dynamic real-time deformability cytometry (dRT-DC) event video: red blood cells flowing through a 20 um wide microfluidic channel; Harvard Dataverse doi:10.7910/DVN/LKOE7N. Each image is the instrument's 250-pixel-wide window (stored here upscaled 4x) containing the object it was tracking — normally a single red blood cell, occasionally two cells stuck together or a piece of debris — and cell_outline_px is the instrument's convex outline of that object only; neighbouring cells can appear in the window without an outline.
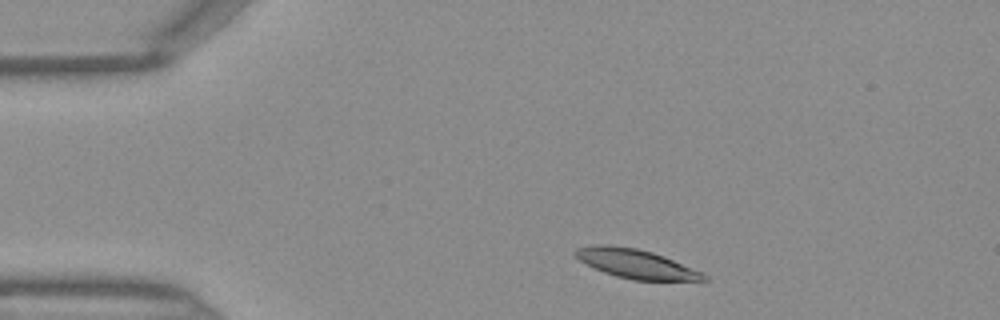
{"species": "Egyptian fruit bat (a non-hibernating species)", "species_latin": "Rousettus aegyptiacus", "temperature_condition": "warm", "stored_images_in_passage": 32, "camera_frame_rate_fps": 3000, "um_per_image_px": 0.085, "frame": {"image": 1, "passage_image": 1, "time_ms": 0.0, "image_size_px": [1000, 320], "cell_outline_px": [[708, 280], [632, 280], [616, 276], [604, 272], [580, 260], [572, 252], [576, 248], [592, 244], [608, 244], [636, 248], [652, 252], [664, 256], [704, 272], [708, 276]], "centroid_in_image_um": [54.07, 22.41], "position_along_channel_um": 30.9, "area_um2": 21.79}}
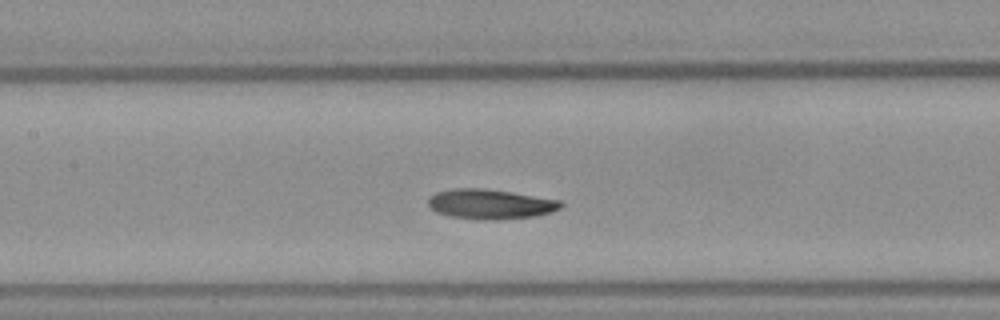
{"frame": {"image": 2, "passage_image": 14, "time_ms": 4.333, "image_size_px": [1000, 320], "cell_outline_px": [[564, 204], [560, 208], [552, 212], [536, 216], [492, 220], [480, 220], [452, 216], [436, 212], [428, 204], [428, 196], [436, 192], [452, 188], [480, 188], [512, 192], [560, 200]], "centroid_in_image_um": [41.67, 17.34], "position_along_channel_um": 165.7, "area_um2": 23.12}}
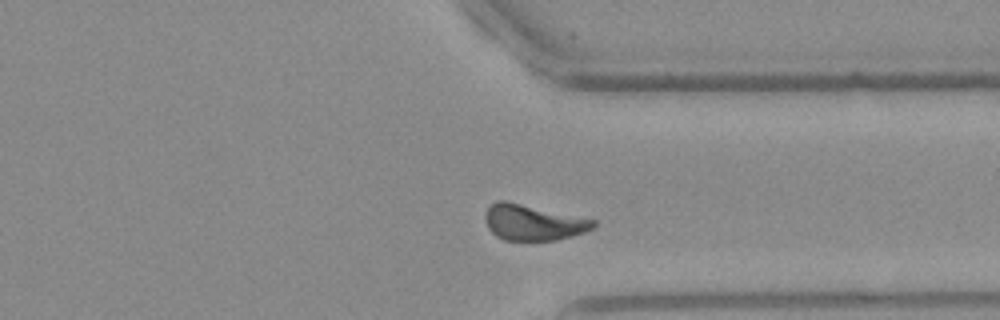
{"frame": {"image": 3, "passage_image": 28, "time_ms": 9.0, "image_size_px": [1000, 320], "cell_outline_px": [[596, 224], [592, 228], [584, 232], [572, 236], [556, 240], [504, 240], [496, 236], [488, 228], [484, 216], [488, 208], [496, 200], [504, 200], [596, 220]], "centroid_in_image_um": [45.3, 18.91], "position_along_channel_um": 366.1, "area_um2": 22.31}}